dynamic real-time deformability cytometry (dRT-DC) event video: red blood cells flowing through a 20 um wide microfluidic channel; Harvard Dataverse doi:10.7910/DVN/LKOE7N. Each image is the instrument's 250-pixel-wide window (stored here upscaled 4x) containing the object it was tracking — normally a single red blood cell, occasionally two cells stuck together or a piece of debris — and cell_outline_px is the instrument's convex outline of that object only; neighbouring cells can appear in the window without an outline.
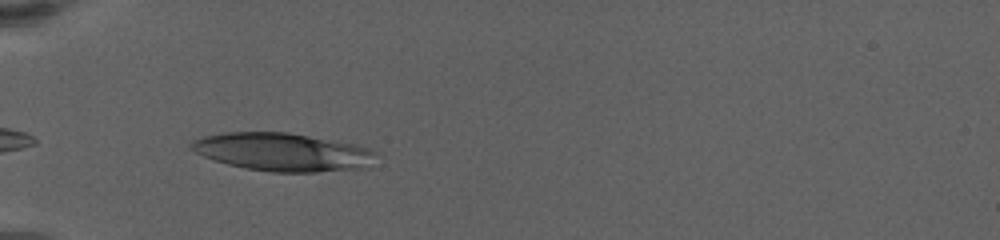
{"species": "human", "species_latin": "Homo sapiens", "temperature_condition": "warm", "stored_images_in_passage": 36, "camera_frame_rate_fps": 3000, "um_per_image_px": 0.085, "donor": {"sex": "female"}, "frame": {"image": 1, "passage_image": 1, "time_ms": 0.0, "image_size_px": [1000, 240], "cell_outline_px": [[376, 152], [368, 168], [316, 172], [272, 172], [244, 168], [212, 160], [188, 148], [188, 144], [192, 140], [200, 136], [224, 132], [288, 132], [356, 144], [368, 148]], "centroid_in_image_um": [23.97, 12.92], "position_along_channel_um": 61.0, "area_um2": 41.33}}
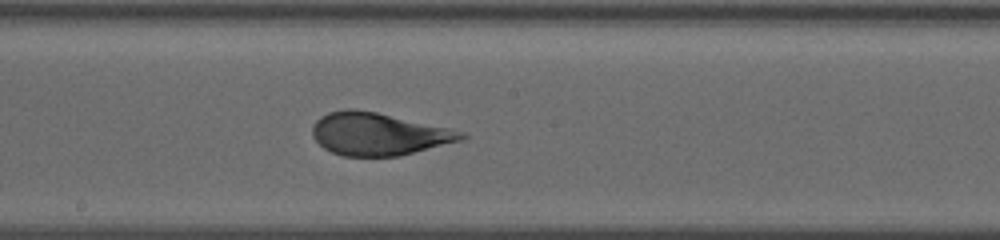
{"frame": {"image": 2, "passage_image": 14, "time_ms": 5.0, "image_size_px": [1000, 240], "cell_outline_px": [[468, 136], [460, 140], [400, 156], [344, 156], [332, 152], [324, 148], [312, 136], [312, 124], [320, 116], [328, 112], [344, 108], [352, 108], [376, 112], [448, 128], [464, 132]], "centroid_in_image_um": [32.11, 11.38], "position_along_channel_um": 216.1, "area_um2": 36.7}}
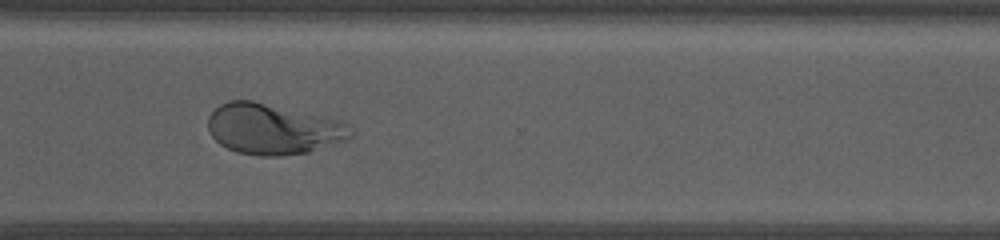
{"frame": {"image": 3, "passage_image": 25, "time_ms": 9.0, "image_size_px": [1000, 240], "cell_outline_px": [[352, 136], [308, 152], [280, 156], [260, 156], [236, 152], [220, 144], [208, 132], [208, 116], [220, 104], [228, 100], [252, 100], [336, 120], [352, 124]], "centroid_in_image_um": [23.15, 10.97], "position_along_channel_um": 347.5, "area_um2": 41.62}, "authors_computed_cell_mechanics": {"area_um2": 39.8242, "velocity_mm_per_s": 3.2926, "shape_relaxation_time_tau1_ms": 5.0401, "shape_relaxation_time_tau2_ms": 0.8308, "deformation_change_tau1": 0.209, "deformation_change_tau2": 0.0729}}